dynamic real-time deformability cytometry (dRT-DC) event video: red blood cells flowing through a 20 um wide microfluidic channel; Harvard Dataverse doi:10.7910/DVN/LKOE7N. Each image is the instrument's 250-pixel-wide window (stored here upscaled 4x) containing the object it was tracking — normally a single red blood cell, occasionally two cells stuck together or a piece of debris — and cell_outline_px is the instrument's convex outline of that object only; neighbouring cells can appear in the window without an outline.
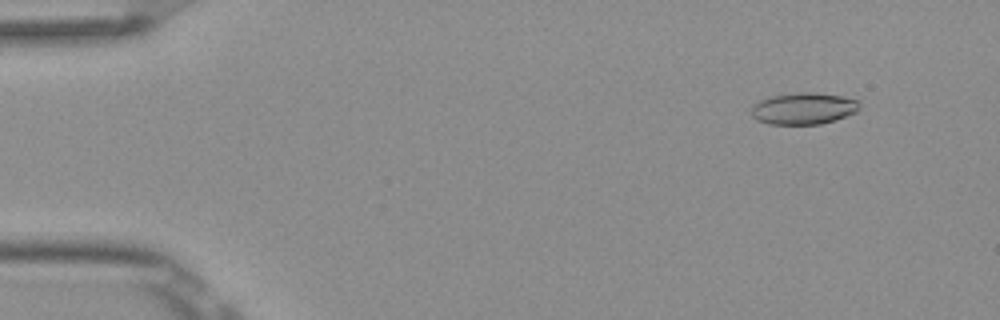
{"species": "Egyptian fruit bat (a non-hibernating species)", "species_latin": "Rousettus aegyptiacus", "temperature_condition": "room temperature", "stored_images_in_passage": 6, "camera_frame_rate_fps": 3000, "um_per_image_px": 0.085, "frame": {"image": 1, "passage_image": 2, "time_ms": 0.333, "image_size_px": [1000, 320], "cell_outline_px": [[860, 108], [856, 112], [836, 120], [820, 124], [768, 124], [756, 120], [752, 116], [752, 108], [760, 100], [768, 96], [800, 92], [816, 92], [844, 96], [860, 100]], "centroid_in_image_um": [68.34, 9.21], "position_along_channel_um": 16.7, "area_um2": 20.23}}
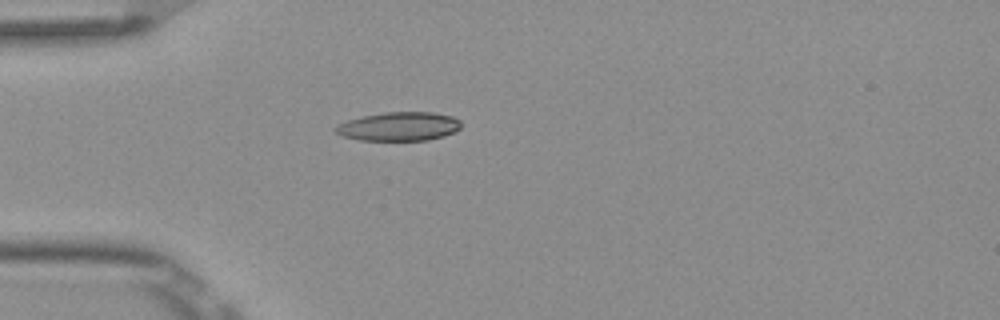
{"frame": {"image": 2, "passage_image": 5, "time_ms": 1.333, "image_size_px": [1000, 320], "cell_outline_px": [[460, 128], [456, 132], [444, 136], [428, 140], [360, 140], [340, 136], [332, 128], [336, 124], [360, 116], [384, 112], [432, 112], [452, 116], [460, 120]], "centroid_in_image_um": [33.88, 10.74], "position_along_channel_um": 51.1, "area_um2": 21.33}}